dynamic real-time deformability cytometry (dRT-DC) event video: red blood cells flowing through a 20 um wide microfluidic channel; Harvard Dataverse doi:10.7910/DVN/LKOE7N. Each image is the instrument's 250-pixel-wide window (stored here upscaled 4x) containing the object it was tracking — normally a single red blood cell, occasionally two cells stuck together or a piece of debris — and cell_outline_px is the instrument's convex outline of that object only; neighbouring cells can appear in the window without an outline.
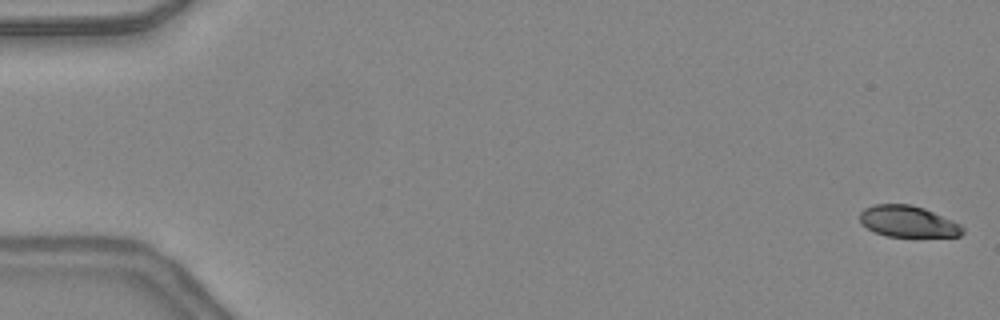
{"species": "common noctule bat (a hibernating species)", "species_latin": "Nyctalus noctula", "temperature_condition": "warm", "stored_images_in_passage": 49, "camera_frame_rate_fps": 3000, "um_per_image_px": 0.085, "animal": {"sex": "female", "body_mass_g": 24.6, "forearm_length_mm": 56.2}, "frame": {"image": 1, "passage_image": 1, "time_ms": 0.0, "image_size_px": [1000, 320], "cell_outline_px": [[964, 232], [960, 236], [888, 236], [876, 232], [868, 228], [860, 220], [860, 212], [864, 208], [876, 204], [912, 204], [924, 208], [952, 220], [960, 224], [964, 228]], "centroid_in_image_um": [77.2, 18.81], "position_along_channel_um": 7.8, "area_um2": 18.55}}
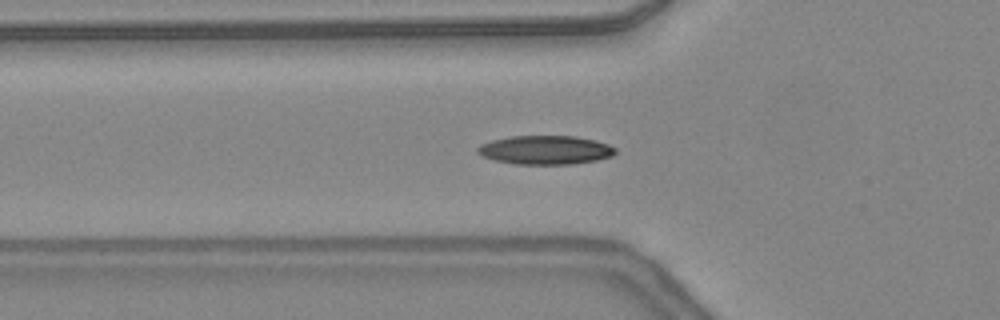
{"frame": {"image": 2, "passage_image": 17, "time_ms": 5.333, "image_size_px": [1000, 320], "cell_outline_px": [[616, 152], [612, 156], [596, 160], [572, 164], [516, 164], [496, 160], [484, 156], [476, 152], [476, 148], [480, 144], [492, 140], [512, 136], [576, 136], [596, 140], [608, 144], [616, 148]], "centroid_in_image_um": [46.37, 12.74], "position_along_channel_um": 79.4, "area_um2": 23.12}}
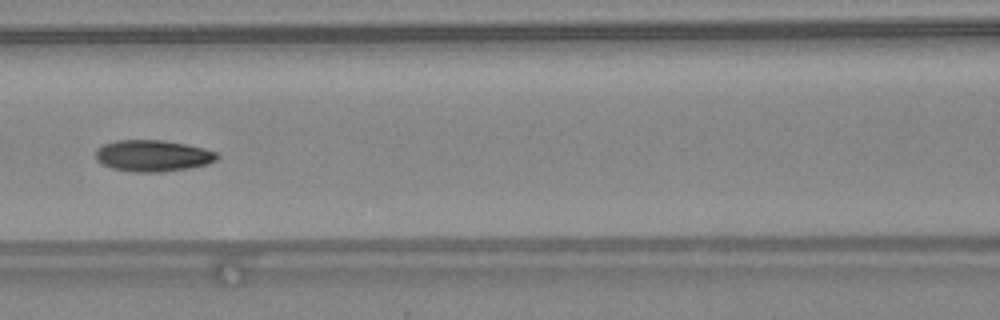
{"frame": {"image": 3, "passage_image": 22, "time_ms": 7.0, "image_size_px": [1000, 320], "cell_outline_px": [[220, 156], [216, 160], [208, 164], [188, 168], [160, 172], [132, 172], [112, 168], [96, 160], [96, 148], [104, 144], [116, 140], [164, 140], [204, 148], [216, 152]], "centroid_in_image_um": [12.99, 13.23], "position_along_channel_um": 153.6, "area_um2": 22.25}, "authors_computed_cell_mechanics": {"area_um2": 21.675, "velocity_mm_per_s": 4.3874, "shape_relaxation_time_tau1_ms": 6.1738, "shape_relaxation_time_tau2_ms": 1.8883, "deformation_change_tau1": 0.188, "deformation_change_tau2": 0.0709}}